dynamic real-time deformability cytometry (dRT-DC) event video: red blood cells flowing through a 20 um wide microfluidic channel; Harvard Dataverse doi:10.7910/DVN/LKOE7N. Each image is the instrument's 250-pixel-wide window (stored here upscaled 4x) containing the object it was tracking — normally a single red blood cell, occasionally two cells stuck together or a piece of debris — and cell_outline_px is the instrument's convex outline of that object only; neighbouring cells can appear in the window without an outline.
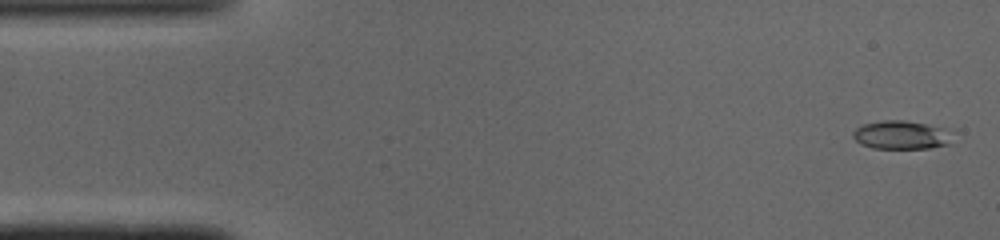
{"species": "common noctule bat (a hibernating species)", "species_latin": "Nyctalus noctula", "temperature_condition": "cold", "stored_images_in_passage": 49, "camera_frame_rate_fps": 3000, "um_per_image_px": 0.085, "animal": {"sex": "male", "body_mass_g": 19.0, "forearm_length_mm": 50.8}, "frame": {"image": 1, "passage_image": 2, "time_ms": 0.333, "image_size_px": [1000, 240], "cell_outline_px": [[952, 144], [932, 148], [872, 148], [860, 144], [852, 136], [852, 132], [856, 128], [864, 124], [884, 120], [904, 120], [924, 124], [940, 128]], "centroid_in_image_um": [76.48, 11.49], "position_along_channel_um": 8.5, "area_um2": 16.01}}
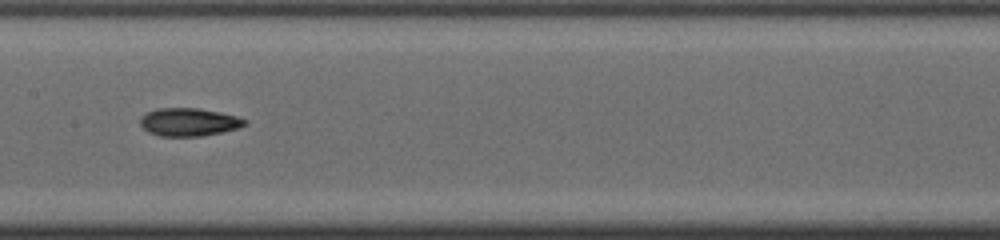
{"frame": {"image": 2, "passage_image": 24, "time_ms": 7.667, "image_size_px": [1000, 240], "cell_outline_px": [[248, 124], [240, 128], [200, 136], [160, 136], [148, 132], [140, 124], [140, 116], [156, 108], [200, 108], [220, 112], [236, 116], [248, 120]], "centroid_in_image_um": [16.07, 10.37], "position_along_channel_um": 191.3, "area_um2": 17.17}}
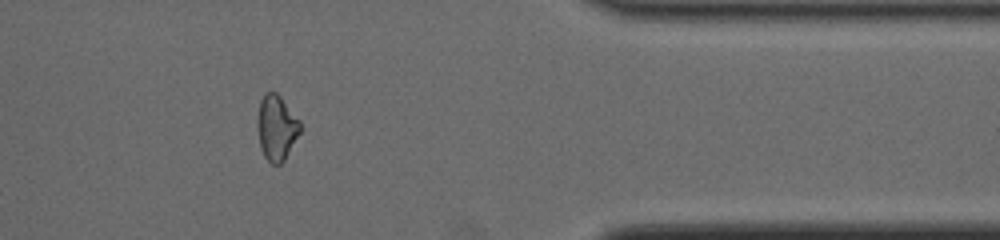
{"frame": {"image": 3, "passage_image": 40, "time_ms": 13.0, "image_size_px": [1000, 240], "cell_outline_px": [[300, 132], [284, 160], [280, 164], [272, 164], [264, 156], [260, 148], [256, 128], [256, 116], [260, 100], [264, 92], [276, 92], [280, 96], [300, 120]], "centroid_in_image_um": [23.46, 10.83], "position_along_channel_um": 387.9, "area_um2": 16.47}, "authors_computed_cell_mechanics": {"area_um2": 16.5308, "velocity_mm_per_s": 4.1212, "shape_relaxation_time_tau1_ms": null, "shape_relaxation_time_tau2_ms": 3.3819, "deformation_change_tau1": null, "deformation_change_tau2": 0.1081}}